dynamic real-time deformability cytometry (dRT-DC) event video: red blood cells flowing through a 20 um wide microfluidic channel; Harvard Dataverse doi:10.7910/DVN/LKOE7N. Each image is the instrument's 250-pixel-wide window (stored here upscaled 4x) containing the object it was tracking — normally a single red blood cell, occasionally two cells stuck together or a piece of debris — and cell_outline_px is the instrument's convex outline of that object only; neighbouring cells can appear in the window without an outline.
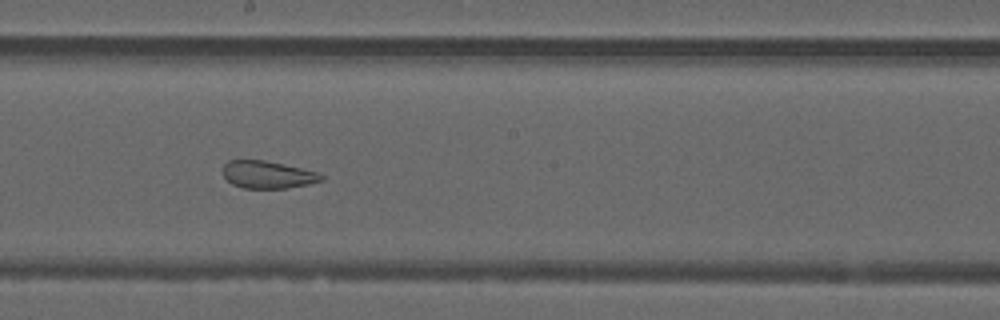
{"species": "common noctule bat (a hibernating species)", "species_latin": "Nyctalus noctula", "temperature_condition": "warm", "stored_images_in_passage": 51, "segment_of_instrument_passage": [2, 2], "camera_frame_rate_fps": 3000, "um_per_image_px": 0.085, "animal": {"sex": "male", "forearm_length_mm": 52.5}, "frame": {"image": 1, "passage_image": 28, "time_ms": 9.0, "image_size_px": [1000, 320], "cell_outline_px": [[324, 180], [308, 184], [288, 188], [244, 188], [232, 184], [224, 176], [224, 164], [228, 160], [264, 160], [284, 164], [316, 172], [324, 176]], "centroid_in_image_um": [22.76, 14.84], "position_along_channel_um": 225.4, "area_um2": 15.61}}
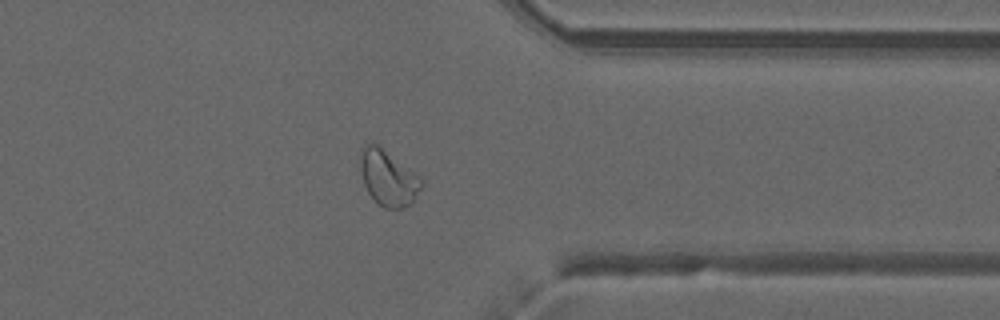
{"frame": {"image": 2, "passage_image": 40, "time_ms": 13.0, "image_size_px": [1000, 320], "cell_outline_px": [[424, 184], [412, 200], [404, 208], [384, 208], [368, 192], [364, 184], [360, 168], [360, 152], [372, 140], [412, 172]], "centroid_in_image_um": [32.94, 15.12], "position_along_channel_um": 378.5, "area_um2": 18.96}}
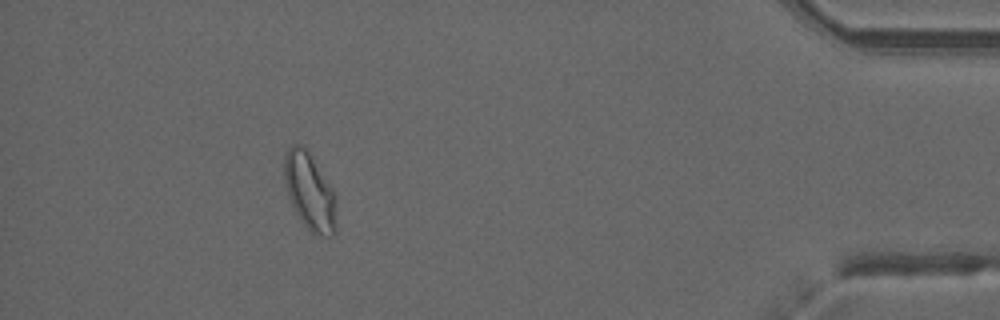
{"frame": {"image": 3, "passage_image": 46, "time_ms": 15.0, "image_size_px": [1000, 320], "cell_outline_px": [[336, 228], [332, 236], [316, 236], [300, 220], [288, 196], [284, 184], [284, 156], [288, 148], [292, 144], [300, 144], [312, 156], [332, 188], [336, 196]], "centroid_in_image_um": [26.32, 16.29], "position_along_channel_um": 408.9, "area_um2": 23.52}}